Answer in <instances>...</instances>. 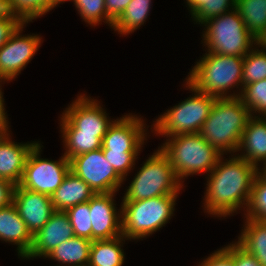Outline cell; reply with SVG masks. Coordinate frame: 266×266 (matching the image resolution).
<instances>
[{
    "label": "cell",
    "mask_w": 266,
    "mask_h": 266,
    "mask_svg": "<svg viewBox=\"0 0 266 266\" xmlns=\"http://www.w3.org/2000/svg\"><path fill=\"white\" fill-rule=\"evenodd\" d=\"M74 236L73 228L65 211H54L49 221L33 235L26 258L44 257L63 241Z\"/></svg>",
    "instance_id": "cell-16"
},
{
    "label": "cell",
    "mask_w": 266,
    "mask_h": 266,
    "mask_svg": "<svg viewBox=\"0 0 266 266\" xmlns=\"http://www.w3.org/2000/svg\"><path fill=\"white\" fill-rule=\"evenodd\" d=\"M0 240L16 244L18 256L23 258L30 251L33 235L21 219L14 203L0 208Z\"/></svg>",
    "instance_id": "cell-18"
},
{
    "label": "cell",
    "mask_w": 266,
    "mask_h": 266,
    "mask_svg": "<svg viewBox=\"0 0 266 266\" xmlns=\"http://www.w3.org/2000/svg\"><path fill=\"white\" fill-rule=\"evenodd\" d=\"M91 244L92 241L90 239L73 236L59 244L45 258L49 257L64 264V266L87 264L89 262Z\"/></svg>",
    "instance_id": "cell-21"
},
{
    "label": "cell",
    "mask_w": 266,
    "mask_h": 266,
    "mask_svg": "<svg viewBox=\"0 0 266 266\" xmlns=\"http://www.w3.org/2000/svg\"><path fill=\"white\" fill-rule=\"evenodd\" d=\"M66 148L64 156L70 160L71 158L100 149L102 140L97 137V133L88 132H61Z\"/></svg>",
    "instance_id": "cell-26"
},
{
    "label": "cell",
    "mask_w": 266,
    "mask_h": 266,
    "mask_svg": "<svg viewBox=\"0 0 266 266\" xmlns=\"http://www.w3.org/2000/svg\"><path fill=\"white\" fill-rule=\"evenodd\" d=\"M13 203L32 235L49 221L51 214L55 211L50 196L19 185L15 186Z\"/></svg>",
    "instance_id": "cell-15"
},
{
    "label": "cell",
    "mask_w": 266,
    "mask_h": 266,
    "mask_svg": "<svg viewBox=\"0 0 266 266\" xmlns=\"http://www.w3.org/2000/svg\"><path fill=\"white\" fill-rule=\"evenodd\" d=\"M58 266V265H57ZM60 266V265H59ZM77 266H91L89 263L83 264V265H77Z\"/></svg>",
    "instance_id": "cell-46"
},
{
    "label": "cell",
    "mask_w": 266,
    "mask_h": 266,
    "mask_svg": "<svg viewBox=\"0 0 266 266\" xmlns=\"http://www.w3.org/2000/svg\"><path fill=\"white\" fill-rule=\"evenodd\" d=\"M25 24L26 22L0 48V81L15 79L40 48L42 41L40 36L34 34L22 36Z\"/></svg>",
    "instance_id": "cell-12"
},
{
    "label": "cell",
    "mask_w": 266,
    "mask_h": 266,
    "mask_svg": "<svg viewBox=\"0 0 266 266\" xmlns=\"http://www.w3.org/2000/svg\"><path fill=\"white\" fill-rule=\"evenodd\" d=\"M222 159L208 174L204 195L205 212L217 217L233 215L247 207L257 173V168L244 158L234 156L225 162Z\"/></svg>",
    "instance_id": "cell-1"
},
{
    "label": "cell",
    "mask_w": 266,
    "mask_h": 266,
    "mask_svg": "<svg viewBox=\"0 0 266 266\" xmlns=\"http://www.w3.org/2000/svg\"><path fill=\"white\" fill-rule=\"evenodd\" d=\"M123 235L109 240L92 241L89 255L91 266H122L124 263V251L121 249Z\"/></svg>",
    "instance_id": "cell-23"
},
{
    "label": "cell",
    "mask_w": 266,
    "mask_h": 266,
    "mask_svg": "<svg viewBox=\"0 0 266 266\" xmlns=\"http://www.w3.org/2000/svg\"><path fill=\"white\" fill-rule=\"evenodd\" d=\"M15 186L13 183L0 179V208L13 203V194Z\"/></svg>",
    "instance_id": "cell-39"
},
{
    "label": "cell",
    "mask_w": 266,
    "mask_h": 266,
    "mask_svg": "<svg viewBox=\"0 0 266 266\" xmlns=\"http://www.w3.org/2000/svg\"><path fill=\"white\" fill-rule=\"evenodd\" d=\"M9 125H0V142H2L8 135H10L8 127Z\"/></svg>",
    "instance_id": "cell-43"
},
{
    "label": "cell",
    "mask_w": 266,
    "mask_h": 266,
    "mask_svg": "<svg viewBox=\"0 0 266 266\" xmlns=\"http://www.w3.org/2000/svg\"><path fill=\"white\" fill-rule=\"evenodd\" d=\"M0 83H2V81H0ZM1 87V84H0ZM2 88H0V125H8V118H7V114L5 112V105H4V99H3V93H2Z\"/></svg>",
    "instance_id": "cell-40"
},
{
    "label": "cell",
    "mask_w": 266,
    "mask_h": 266,
    "mask_svg": "<svg viewBox=\"0 0 266 266\" xmlns=\"http://www.w3.org/2000/svg\"><path fill=\"white\" fill-rule=\"evenodd\" d=\"M237 243L253 255L261 266H266V222L246 219Z\"/></svg>",
    "instance_id": "cell-22"
},
{
    "label": "cell",
    "mask_w": 266,
    "mask_h": 266,
    "mask_svg": "<svg viewBox=\"0 0 266 266\" xmlns=\"http://www.w3.org/2000/svg\"><path fill=\"white\" fill-rule=\"evenodd\" d=\"M251 116L240 97L216 98L199 134L222 155L234 154Z\"/></svg>",
    "instance_id": "cell-2"
},
{
    "label": "cell",
    "mask_w": 266,
    "mask_h": 266,
    "mask_svg": "<svg viewBox=\"0 0 266 266\" xmlns=\"http://www.w3.org/2000/svg\"><path fill=\"white\" fill-rule=\"evenodd\" d=\"M203 56L192 68L186 81L196 90L216 98L240 97L244 57L210 52ZM239 85L242 89L238 94L234 92L227 95L229 89L238 88Z\"/></svg>",
    "instance_id": "cell-3"
},
{
    "label": "cell",
    "mask_w": 266,
    "mask_h": 266,
    "mask_svg": "<svg viewBox=\"0 0 266 266\" xmlns=\"http://www.w3.org/2000/svg\"><path fill=\"white\" fill-rule=\"evenodd\" d=\"M79 15L90 25L96 26L104 19L113 27L114 21L106 14L105 0H73Z\"/></svg>",
    "instance_id": "cell-33"
},
{
    "label": "cell",
    "mask_w": 266,
    "mask_h": 266,
    "mask_svg": "<svg viewBox=\"0 0 266 266\" xmlns=\"http://www.w3.org/2000/svg\"><path fill=\"white\" fill-rule=\"evenodd\" d=\"M240 99L250 110L252 116L255 115L253 113L266 116V79L246 85Z\"/></svg>",
    "instance_id": "cell-31"
},
{
    "label": "cell",
    "mask_w": 266,
    "mask_h": 266,
    "mask_svg": "<svg viewBox=\"0 0 266 266\" xmlns=\"http://www.w3.org/2000/svg\"><path fill=\"white\" fill-rule=\"evenodd\" d=\"M94 195L95 192L83 179L69 171L50 197L55 211H66L70 207L89 201Z\"/></svg>",
    "instance_id": "cell-20"
},
{
    "label": "cell",
    "mask_w": 266,
    "mask_h": 266,
    "mask_svg": "<svg viewBox=\"0 0 266 266\" xmlns=\"http://www.w3.org/2000/svg\"><path fill=\"white\" fill-rule=\"evenodd\" d=\"M247 30L257 39L266 28V0H235Z\"/></svg>",
    "instance_id": "cell-24"
},
{
    "label": "cell",
    "mask_w": 266,
    "mask_h": 266,
    "mask_svg": "<svg viewBox=\"0 0 266 266\" xmlns=\"http://www.w3.org/2000/svg\"><path fill=\"white\" fill-rule=\"evenodd\" d=\"M160 150L168 157L181 182L196 173H210L223 156L199 133L170 136Z\"/></svg>",
    "instance_id": "cell-4"
},
{
    "label": "cell",
    "mask_w": 266,
    "mask_h": 266,
    "mask_svg": "<svg viewBox=\"0 0 266 266\" xmlns=\"http://www.w3.org/2000/svg\"><path fill=\"white\" fill-rule=\"evenodd\" d=\"M103 155L112 165L116 173L125 180L129 171L132 170L139 151L102 150Z\"/></svg>",
    "instance_id": "cell-34"
},
{
    "label": "cell",
    "mask_w": 266,
    "mask_h": 266,
    "mask_svg": "<svg viewBox=\"0 0 266 266\" xmlns=\"http://www.w3.org/2000/svg\"><path fill=\"white\" fill-rule=\"evenodd\" d=\"M40 143L30 151L19 186L51 196L70 171V161L63 155L59 161L40 158Z\"/></svg>",
    "instance_id": "cell-9"
},
{
    "label": "cell",
    "mask_w": 266,
    "mask_h": 266,
    "mask_svg": "<svg viewBox=\"0 0 266 266\" xmlns=\"http://www.w3.org/2000/svg\"><path fill=\"white\" fill-rule=\"evenodd\" d=\"M38 142L15 143L9 135L0 142V179L19 185L27 157Z\"/></svg>",
    "instance_id": "cell-17"
},
{
    "label": "cell",
    "mask_w": 266,
    "mask_h": 266,
    "mask_svg": "<svg viewBox=\"0 0 266 266\" xmlns=\"http://www.w3.org/2000/svg\"><path fill=\"white\" fill-rule=\"evenodd\" d=\"M244 151L239 157L258 168V162H266V116H251L242 133L238 151Z\"/></svg>",
    "instance_id": "cell-19"
},
{
    "label": "cell",
    "mask_w": 266,
    "mask_h": 266,
    "mask_svg": "<svg viewBox=\"0 0 266 266\" xmlns=\"http://www.w3.org/2000/svg\"><path fill=\"white\" fill-rule=\"evenodd\" d=\"M244 215L246 219L266 222V180L256 173L249 202Z\"/></svg>",
    "instance_id": "cell-29"
},
{
    "label": "cell",
    "mask_w": 266,
    "mask_h": 266,
    "mask_svg": "<svg viewBox=\"0 0 266 266\" xmlns=\"http://www.w3.org/2000/svg\"><path fill=\"white\" fill-rule=\"evenodd\" d=\"M204 46L210 53L244 57L256 44V39L247 30L238 10L233 8L204 23Z\"/></svg>",
    "instance_id": "cell-7"
},
{
    "label": "cell",
    "mask_w": 266,
    "mask_h": 266,
    "mask_svg": "<svg viewBox=\"0 0 266 266\" xmlns=\"http://www.w3.org/2000/svg\"><path fill=\"white\" fill-rule=\"evenodd\" d=\"M266 79V50L251 49L243 61V88L251 83Z\"/></svg>",
    "instance_id": "cell-28"
},
{
    "label": "cell",
    "mask_w": 266,
    "mask_h": 266,
    "mask_svg": "<svg viewBox=\"0 0 266 266\" xmlns=\"http://www.w3.org/2000/svg\"><path fill=\"white\" fill-rule=\"evenodd\" d=\"M25 22L18 16L10 14L0 19V48L11 38Z\"/></svg>",
    "instance_id": "cell-36"
},
{
    "label": "cell",
    "mask_w": 266,
    "mask_h": 266,
    "mask_svg": "<svg viewBox=\"0 0 266 266\" xmlns=\"http://www.w3.org/2000/svg\"><path fill=\"white\" fill-rule=\"evenodd\" d=\"M61 115V132L97 133L101 140L113 122L98 101L80 94Z\"/></svg>",
    "instance_id": "cell-11"
},
{
    "label": "cell",
    "mask_w": 266,
    "mask_h": 266,
    "mask_svg": "<svg viewBox=\"0 0 266 266\" xmlns=\"http://www.w3.org/2000/svg\"><path fill=\"white\" fill-rule=\"evenodd\" d=\"M199 266H235L234 243L215 251L202 261Z\"/></svg>",
    "instance_id": "cell-35"
},
{
    "label": "cell",
    "mask_w": 266,
    "mask_h": 266,
    "mask_svg": "<svg viewBox=\"0 0 266 266\" xmlns=\"http://www.w3.org/2000/svg\"><path fill=\"white\" fill-rule=\"evenodd\" d=\"M263 168H262V170H260L259 168L260 167H258L257 168V173L264 179V180H266V162H264L263 163Z\"/></svg>",
    "instance_id": "cell-44"
},
{
    "label": "cell",
    "mask_w": 266,
    "mask_h": 266,
    "mask_svg": "<svg viewBox=\"0 0 266 266\" xmlns=\"http://www.w3.org/2000/svg\"><path fill=\"white\" fill-rule=\"evenodd\" d=\"M193 20L202 24L235 8V0H186ZM230 9V10H229Z\"/></svg>",
    "instance_id": "cell-27"
},
{
    "label": "cell",
    "mask_w": 266,
    "mask_h": 266,
    "mask_svg": "<svg viewBox=\"0 0 266 266\" xmlns=\"http://www.w3.org/2000/svg\"><path fill=\"white\" fill-rule=\"evenodd\" d=\"M137 115L114 120L102 139V150L141 151L146 139L145 124Z\"/></svg>",
    "instance_id": "cell-14"
},
{
    "label": "cell",
    "mask_w": 266,
    "mask_h": 266,
    "mask_svg": "<svg viewBox=\"0 0 266 266\" xmlns=\"http://www.w3.org/2000/svg\"><path fill=\"white\" fill-rule=\"evenodd\" d=\"M255 46L262 47L263 49L266 50V28L261 33V35L256 39V45Z\"/></svg>",
    "instance_id": "cell-42"
},
{
    "label": "cell",
    "mask_w": 266,
    "mask_h": 266,
    "mask_svg": "<svg viewBox=\"0 0 266 266\" xmlns=\"http://www.w3.org/2000/svg\"><path fill=\"white\" fill-rule=\"evenodd\" d=\"M177 196L122 202V235L128 240L141 239L165 226L174 214Z\"/></svg>",
    "instance_id": "cell-5"
},
{
    "label": "cell",
    "mask_w": 266,
    "mask_h": 266,
    "mask_svg": "<svg viewBox=\"0 0 266 266\" xmlns=\"http://www.w3.org/2000/svg\"><path fill=\"white\" fill-rule=\"evenodd\" d=\"M182 186L168 157L158 147L134 176L122 202L178 195Z\"/></svg>",
    "instance_id": "cell-6"
},
{
    "label": "cell",
    "mask_w": 266,
    "mask_h": 266,
    "mask_svg": "<svg viewBox=\"0 0 266 266\" xmlns=\"http://www.w3.org/2000/svg\"><path fill=\"white\" fill-rule=\"evenodd\" d=\"M10 14L9 0H0V19L5 18Z\"/></svg>",
    "instance_id": "cell-41"
},
{
    "label": "cell",
    "mask_w": 266,
    "mask_h": 266,
    "mask_svg": "<svg viewBox=\"0 0 266 266\" xmlns=\"http://www.w3.org/2000/svg\"><path fill=\"white\" fill-rule=\"evenodd\" d=\"M70 171L83 179L97 193L116 192L124 180L106 160L102 149L71 158Z\"/></svg>",
    "instance_id": "cell-10"
},
{
    "label": "cell",
    "mask_w": 266,
    "mask_h": 266,
    "mask_svg": "<svg viewBox=\"0 0 266 266\" xmlns=\"http://www.w3.org/2000/svg\"><path fill=\"white\" fill-rule=\"evenodd\" d=\"M235 266H261L255 257L244 250L237 242L234 243Z\"/></svg>",
    "instance_id": "cell-37"
},
{
    "label": "cell",
    "mask_w": 266,
    "mask_h": 266,
    "mask_svg": "<svg viewBox=\"0 0 266 266\" xmlns=\"http://www.w3.org/2000/svg\"><path fill=\"white\" fill-rule=\"evenodd\" d=\"M131 0H105L106 14L115 22Z\"/></svg>",
    "instance_id": "cell-38"
},
{
    "label": "cell",
    "mask_w": 266,
    "mask_h": 266,
    "mask_svg": "<svg viewBox=\"0 0 266 266\" xmlns=\"http://www.w3.org/2000/svg\"><path fill=\"white\" fill-rule=\"evenodd\" d=\"M186 88L194 92V96L188 97L159 116L153 124V131L156 134L168 138L179 134H197L200 132L216 97L196 90L187 81Z\"/></svg>",
    "instance_id": "cell-8"
},
{
    "label": "cell",
    "mask_w": 266,
    "mask_h": 266,
    "mask_svg": "<svg viewBox=\"0 0 266 266\" xmlns=\"http://www.w3.org/2000/svg\"><path fill=\"white\" fill-rule=\"evenodd\" d=\"M12 14L24 22H31L53 9V0H9Z\"/></svg>",
    "instance_id": "cell-30"
},
{
    "label": "cell",
    "mask_w": 266,
    "mask_h": 266,
    "mask_svg": "<svg viewBox=\"0 0 266 266\" xmlns=\"http://www.w3.org/2000/svg\"><path fill=\"white\" fill-rule=\"evenodd\" d=\"M65 212L69 217L74 236L87 238L92 241L89 201L70 207Z\"/></svg>",
    "instance_id": "cell-32"
},
{
    "label": "cell",
    "mask_w": 266,
    "mask_h": 266,
    "mask_svg": "<svg viewBox=\"0 0 266 266\" xmlns=\"http://www.w3.org/2000/svg\"><path fill=\"white\" fill-rule=\"evenodd\" d=\"M115 192L97 193L89 200L92 241L109 240L122 235V213L114 203Z\"/></svg>",
    "instance_id": "cell-13"
},
{
    "label": "cell",
    "mask_w": 266,
    "mask_h": 266,
    "mask_svg": "<svg viewBox=\"0 0 266 266\" xmlns=\"http://www.w3.org/2000/svg\"><path fill=\"white\" fill-rule=\"evenodd\" d=\"M151 0H131L122 15L114 22L113 30L127 35L140 28L147 19Z\"/></svg>",
    "instance_id": "cell-25"
},
{
    "label": "cell",
    "mask_w": 266,
    "mask_h": 266,
    "mask_svg": "<svg viewBox=\"0 0 266 266\" xmlns=\"http://www.w3.org/2000/svg\"><path fill=\"white\" fill-rule=\"evenodd\" d=\"M65 1H72V0H53V8H55L58 4Z\"/></svg>",
    "instance_id": "cell-45"
}]
</instances>
